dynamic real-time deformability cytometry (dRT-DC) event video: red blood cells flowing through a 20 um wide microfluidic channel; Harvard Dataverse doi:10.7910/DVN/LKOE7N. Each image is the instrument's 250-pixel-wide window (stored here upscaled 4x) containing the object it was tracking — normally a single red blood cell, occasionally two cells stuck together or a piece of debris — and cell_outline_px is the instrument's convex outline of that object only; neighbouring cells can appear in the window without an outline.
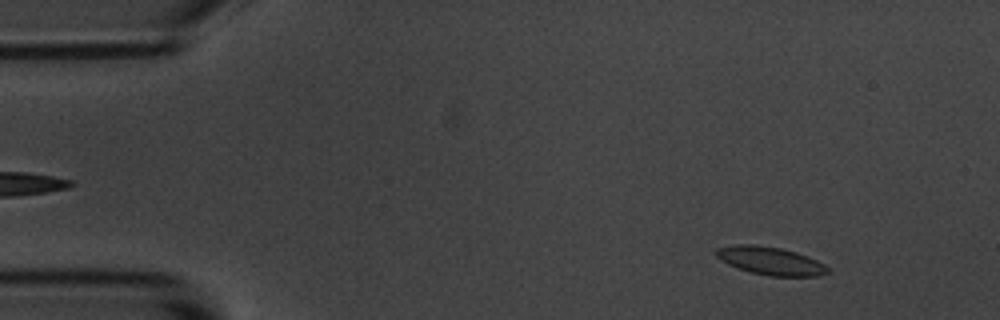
{"species": "common noctule bat (a hibernating species)", "species_latin": "Nyctalus noctula", "temperature_condition": "room temperature", "stored_images_in_passage": 56, "camera_frame_rate_fps": 3000, "um_per_image_px": 0.085, "animal": {"sex": "male", "body_mass_g": 20.1, "forearm_length_mm": 53.5}, "frame": {"image": 1, "passage_image": 6, "time_ms": 1.667, "image_size_px": [1000, 320], "cell_outline_px": [[828, 272], [816, 276], [768, 276], [752, 272], [728, 264], [720, 260], [712, 252], [716, 248], [736, 244], [756, 244], [780, 248], [796, 252], [808, 256], [824, 264], [828, 268]], "centroid_in_image_um": [65.44, 22.15], "position_along_channel_um": 19.6, "area_um2": 18.21}}
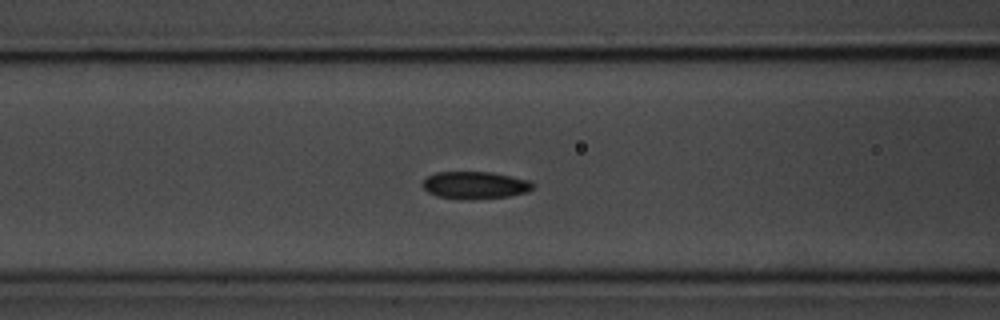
{"frame": {"image": 2, "passage_image": 22, "time_ms": 7.0, "image_size_px": [1000, 320], "cell_outline_px": [[536, 184], [528, 192], [508, 196], [468, 200], [436, 196], [428, 192], [420, 184], [428, 176], [436, 172], [492, 172], [528, 180]], "centroid_in_image_um": [40.37, 15.74], "position_along_channel_um": 126.2, "area_um2": 17.63}}
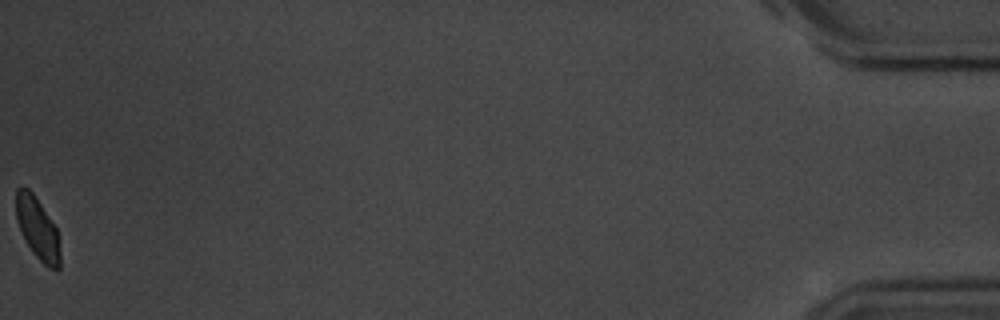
{"frame": {"image": 3, "passage_image": 56, "time_ms": 18.333, "image_size_px": [1000, 320], "cell_outline_px": [[60, 268], [56, 272], [48, 268], [32, 252], [16, 220], [16, 188], [28, 188], [32, 192], [56, 228], [60, 252]], "centroid_in_image_um": [3.2, 19.46], "position_along_channel_um": 432.0, "area_um2": 15.61}, "authors_computed_cell_mechanics": {"area_um2": 17.0799, "velocity_mm_per_s": 3.5825, "shape_relaxation_time_tau1_ms": 2.8997, "shape_relaxation_time_tau2_ms": 1.4097, "deformation_change_tau1": 0.1041, "deformation_change_tau2": 0.043}}